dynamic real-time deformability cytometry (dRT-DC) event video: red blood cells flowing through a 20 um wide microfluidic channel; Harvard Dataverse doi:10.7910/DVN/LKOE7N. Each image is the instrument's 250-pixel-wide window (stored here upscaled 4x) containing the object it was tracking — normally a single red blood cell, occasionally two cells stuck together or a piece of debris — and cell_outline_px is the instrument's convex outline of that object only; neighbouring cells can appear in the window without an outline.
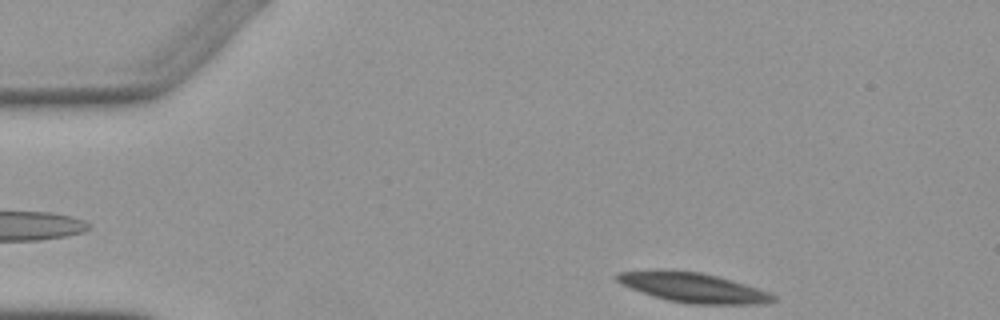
{"species": "Egyptian fruit bat (a non-hibernating species)", "species_latin": "Rousettus aegyptiacus", "temperature_condition": "warm", "stored_images_in_passage": 4, "camera_frame_rate_fps": 3000, "um_per_image_px": 0.085, "animal": {"sex": "female"}, "frame": {"image": 1, "passage_image": 4, "time_ms": 3.333, "image_size_px": [1000, 320], "cell_outline_px": [[776, 300], [760, 304], [688, 304], [668, 300], [652, 296], [620, 284], [616, 280], [616, 276], [620, 272], [660, 268], [668, 268], [700, 272], [732, 280], [768, 292], [776, 296]], "centroid_in_image_um": [58.85, 24.42], "position_along_channel_um": 26.2, "area_um2": 27.28}}